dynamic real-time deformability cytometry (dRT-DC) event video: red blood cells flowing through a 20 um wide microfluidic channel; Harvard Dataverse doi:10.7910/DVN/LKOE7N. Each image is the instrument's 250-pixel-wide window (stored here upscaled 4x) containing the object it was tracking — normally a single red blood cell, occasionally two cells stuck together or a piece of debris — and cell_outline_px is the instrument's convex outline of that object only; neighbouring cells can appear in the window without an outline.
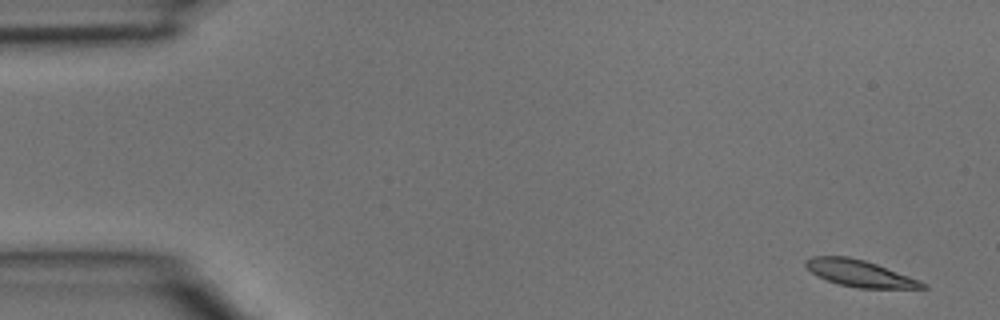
{"species": "common noctule bat (a hibernating species)", "species_latin": "Nyctalus noctula", "temperature_condition": "room temperature", "stored_images_in_passage": 5, "segment_of_instrument_passage": [1, 2], "camera_frame_rate_fps": 3000, "um_per_image_px": 0.085, "animal": {"sex": "male", "body_mass_g": 15.6}, "frame": {"image": 1, "passage_image": 1, "time_ms": 0.0, "image_size_px": [1000, 320], "cell_outline_px": [[928, 288], [856, 288], [840, 284], [816, 276], [804, 264], [804, 260], [812, 256], [848, 256], [864, 260], [876, 264], [920, 280], [928, 284]], "centroid_in_image_um": [73.07, 23.23], "position_along_channel_um": 11.9, "area_um2": 18.03}}
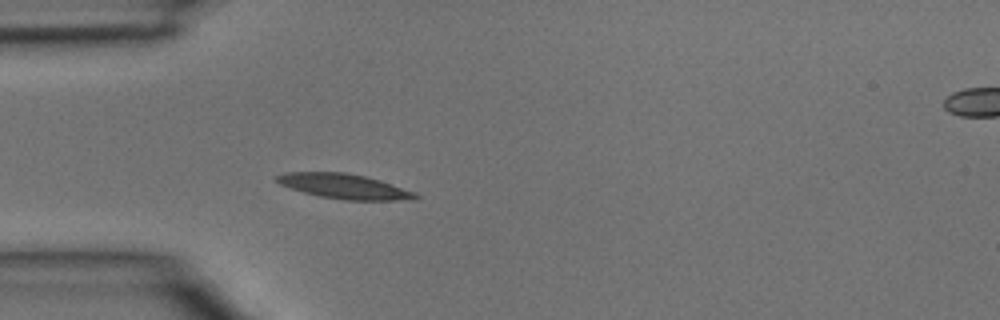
{"frame": {"image": 2, "passage_image": 4, "time_ms": 1.0, "image_size_px": [1000, 320], "cell_outline_px": [[420, 196], [416, 200], [344, 200], [320, 196], [304, 192], [280, 184], [276, 180], [276, 176], [284, 172], [344, 172], [364, 176], [380, 180], [416, 192]], "centroid_in_image_um": [29.31, 15.84], "position_along_channel_um": 55.7, "area_um2": 20.06}}